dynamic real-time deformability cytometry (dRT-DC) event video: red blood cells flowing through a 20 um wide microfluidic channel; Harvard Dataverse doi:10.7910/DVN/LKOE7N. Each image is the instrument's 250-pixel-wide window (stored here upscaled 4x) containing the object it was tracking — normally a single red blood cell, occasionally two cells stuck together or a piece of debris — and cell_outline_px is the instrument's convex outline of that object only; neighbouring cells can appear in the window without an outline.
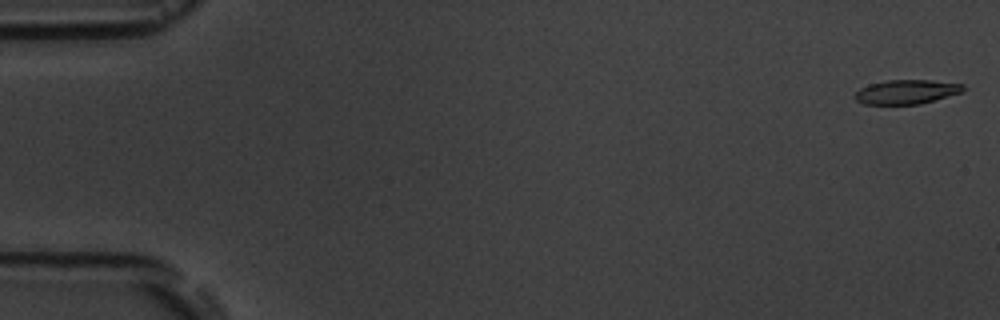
{"species": "common noctule bat (a hibernating species)", "species_latin": "Nyctalus noctula", "temperature_condition": "room temperature", "stored_images_in_passage": 15, "camera_frame_rate_fps": 3000, "um_per_image_px": 0.085, "animal": {"sex": "male", "body_mass_g": 19.5, "forearm_length_mm": 54.6}, "frame": {"image": 1, "passage_image": 1, "time_ms": 0.0, "image_size_px": [1000, 320], "cell_outline_px": [[964, 88], [960, 92], [920, 104], [864, 104], [856, 100], [856, 92], [860, 88], [868, 84], [888, 80], [932, 80], [964, 84]], "centroid_in_image_um": [77.03, 7.8], "position_along_channel_um": 8.0, "area_um2": 15.09}}
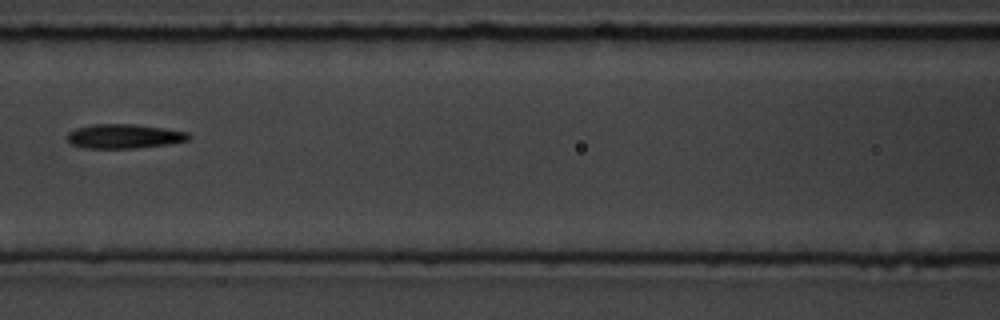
{"frame": {"image": 2, "passage_image": 7, "time_ms": 8.0, "image_size_px": [1000, 320], "cell_outline_px": [[192, 136], [188, 140], [168, 144], [132, 148], [84, 148], [72, 144], [68, 140], [68, 132], [76, 128], [92, 124], [136, 124], [164, 128], [188, 132]], "centroid_in_image_um": [10.56, 11.57], "position_along_channel_um": 156.0, "area_um2": 17.17}}
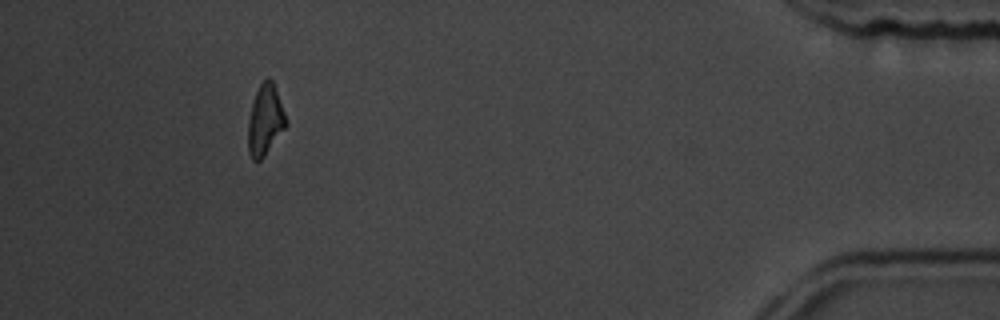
{"frame": {"image": 3, "passage_image": 14, "time_ms": 16.667, "image_size_px": [1000, 320], "cell_outline_px": [[288, 124], [264, 156], [260, 160], [252, 160], [248, 152], [248, 120], [252, 104], [256, 92], [260, 84], [268, 76], [272, 80], [288, 120]], "centroid_in_image_um": [22.54, 10.21], "position_along_channel_um": 412.7, "area_um2": 15.55}, "authors_computed_cell_mechanics": {"area_um2": 16.5308, "velocity_mm_per_s": 3.6734, "shape_relaxation_time_tau1_ms": 1.7359, "shape_relaxation_time_tau2_ms": null, "deformation_change_tau1": 0.0552, "deformation_change_tau2": null}}